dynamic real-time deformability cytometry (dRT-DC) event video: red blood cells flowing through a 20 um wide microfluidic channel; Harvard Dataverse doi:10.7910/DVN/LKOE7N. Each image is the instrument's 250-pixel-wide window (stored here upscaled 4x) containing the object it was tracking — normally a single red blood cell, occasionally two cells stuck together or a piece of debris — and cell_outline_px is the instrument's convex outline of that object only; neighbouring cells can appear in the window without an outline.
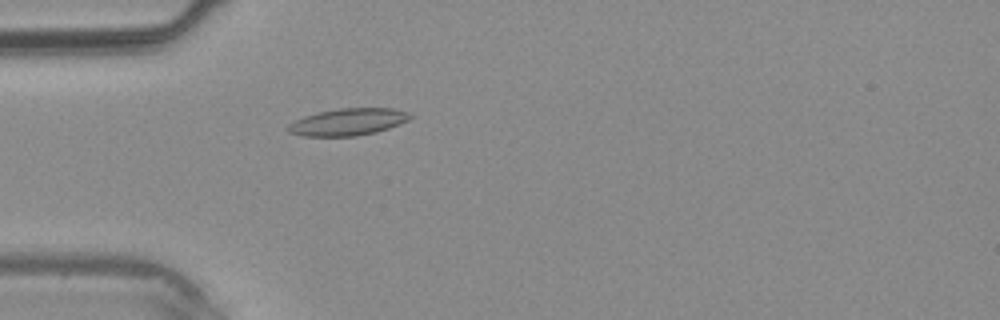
{"species": "common noctule bat (a hibernating species)", "species_latin": "Nyctalus noctula", "temperature_condition": "warm", "stored_images_in_passage": 29, "camera_frame_rate_fps": 3000, "um_per_image_px": 0.085, "animal": {"sex": "male", "body_mass_g": 20.4}, "frame": {"image": 1, "passage_image": 2, "time_ms": 0.333, "image_size_px": [1000, 320], "cell_outline_px": [[412, 116], [408, 120], [388, 128], [376, 132], [356, 136], [300, 136], [288, 132], [288, 124], [304, 116], [316, 112], [340, 108], [392, 108], [408, 112]], "centroid_in_image_um": [29.55, 10.36], "position_along_channel_um": 55.5, "area_um2": 19.19}}
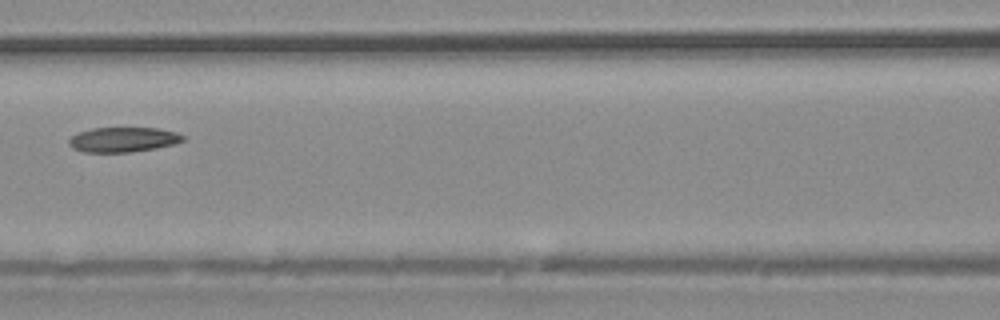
{"frame": {"image": 2, "passage_image": 8, "time_ms": 2.333, "image_size_px": [1000, 320], "cell_outline_px": [[184, 140], [172, 144], [156, 148], [132, 152], [84, 152], [72, 148], [68, 144], [68, 140], [72, 136], [80, 132], [92, 128], [156, 128], [176, 132], [184, 136]], "centroid_in_image_um": [10.44, 11.87], "position_along_channel_um": 156.2, "area_um2": 16.42}}
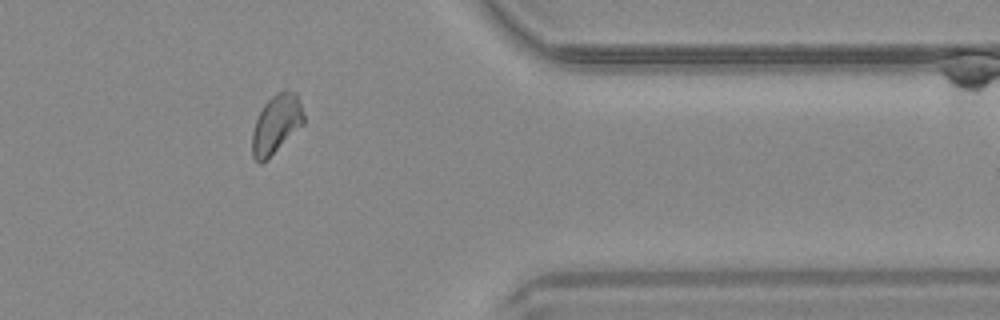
{"frame": {"image": 3, "passage_image": 22, "time_ms": 7.0, "image_size_px": [1000, 320], "cell_outline_px": [[304, 124], [260, 164], [252, 156], [252, 132], [256, 120], [264, 104], [276, 92], [284, 88], [296, 92], [304, 116]], "centroid_in_image_um": [23.48, 10.5], "position_along_channel_um": 387.9, "area_um2": 17.4}}